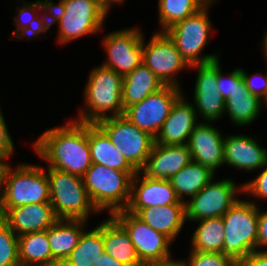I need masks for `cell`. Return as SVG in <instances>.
Returning a JSON list of instances; mask_svg holds the SVG:
<instances>
[{
	"label": "cell",
	"mask_w": 267,
	"mask_h": 266,
	"mask_svg": "<svg viewBox=\"0 0 267 266\" xmlns=\"http://www.w3.org/2000/svg\"><path fill=\"white\" fill-rule=\"evenodd\" d=\"M88 142L92 163L114 170L136 171L96 123H88Z\"/></svg>",
	"instance_id": "cb8c5ba5"
},
{
	"label": "cell",
	"mask_w": 267,
	"mask_h": 266,
	"mask_svg": "<svg viewBox=\"0 0 267 266\" xmlns=\"http://www.w3.org/2000/svg\"><path fill=\"white\" fill-rule=\"evenodd\" d=\"M33 147L48 168L82 177L92 165L88 123L72 119L64 126L46 130Z\"/></svg>",
	"instance_id": "6da1fadb"
},
{
	"label": "cell",
	"mask_w": 267,
	"mask_h": 266,
	"mask_svg": "<svg viewBox=\"0 0 267 266\" xmlns=\"http://www.w3.org/2000/svg\"><path fill=\"white\" fill-rule=\"evenodd\" d=\"M111 216L126 230L141 263L164 261L170 255L172 241L164 234L152 229L135 214L122 209Z\"/></svg>",
	"instance_id": "8fae6325"
},
{
	"label": "cell",
	"mask_w": 267,
	"mask_h": 266,
	"mask_svg": "<svg viewBox=\"0 0 267 266\" xmlns=\"http://www.w3.org/2000/svg\"><path fill=\"white\" fill-rule=\"evenodd\" d=\"M103 221L105 252L126 266H141L135 246L126 230L111 216Z\"/></svg>",
	"instance_id": "484cf974"
},
{
	"label": "cell",
	"mask_w": 267,
	"mask_h": 266,
	"mask_svg": "<svg viewBox=\"0 0 267 266\" xmlns=\"http://www.w3.org/2000/svg\"><path fill=\"white\" fill-rule=\"evenodd\" d=\"M183 93L171 107L167 119L155 137V143L162 145L187 144L193 129L199 124L193 103L184 99ZM198 122V123H197Z\"/></svg>",
	"instance_id": "ac0fdd59"
},
{
	"label": "cell",
	"mask_w": 267,
	"mask_h": 266,
	"mask_svg": "<svg viewBox=\"0 0 267 266\" xmlns=\"http://www.w3.org/2000/svg\"><path fill=\"white\" fill-rule=\"evenodd\" d=\"M1 218L17 236L46 231L58 220L51 203L13 207Z\"/></svg>",
	"instance_id": "ffe728a7"
},
{
	"label": "cell",
	"mask_w": 267,
	"mask_h": 266,
	"mask_svg": "<svg viewBox=\"0 0 267 266\" xmlns=\"http://www.w3.org/2000/svg\"><path fill=\"white\" fill-rule=\"evenodd\" d=\"M142 62L165 84L180 88L176 75L190 68L165 32H155L146 44L143 37Z\"/></svg>",
	"instance_id": "4fadbf2b"
},
{
	"label": "cell",
	"mask_w": 267,
	"mask_h": 266,
	"mask_svg": "<svg viewBox=\"0 0 267 266\" xmlns=\"http://www.w3.org/2000/svg\"><path fill=\"white\" fill-rule=\"evenodd\" d=\"M101 8L108 14L111 4L122 3L124 0H97Z\"/></svg>",
	"instance_id": "ee69618b"
},
{
	"label": "cell",
	"mask_w": 267,
	"mask_h": 266,
	"mask_svg": "<svg viewBox=\"0 0 267 266\" xmlns=\"http://www.w3.org/2000/svg\"><path fill=\"white\" fill-rule=\"evenodd\" d=\"M267 246V211H258V239L257 250ZM267 250V249H264Z\"/></svg>",
	"instance_id": "ab89813d"
},
{
	"label": "cell",
	"mask_w": 267,
	"mask_h": 266,
	"mask_svg": "<svg viewBox=\"0 0 267 266\" xmlns=\"http://www.w3.org/2000/svg\"><path fill=\"white\" fill-rule=\"evenodd\" d=\"M215 173L196 161L191 160L169 181L178 199L185 202L183 196H195L206 184L214 179Z\"/></svg>",
	"instance_id": "f546056e"
},
{
	"label": "cell",
	"mask_w": 267,
	"mask_h": 266,
	"mask_svg": "<svg viewBox=\"0 0 267 266\" xmlns=\"http://www.w3.org/2000/svg\"><path fill=\"white\" fill-rule=\"evenodd\" d=\"M257 142L253 137L242 134L225 137L224 164L249 172L262 169L267 163V148Z\"/></svg>",
	"instance_id": "44dd1931"
},
{
	"label": "cell",
	"mask_w": 267,
	"mask_h": 266,
	"mask_svg": "<svg viewBox=\"0 0 267 266\" xmlns=\"http://www.w3.org/2000/svg\"><path fill=\"white\" fill-rule=\"evenodd\" d=\"M141 266H184L182 260L167 259L164 261L145 262Z\"/></svg>",
	"instance_id": "7bdbcfd3"
},
{
	"label": "cell",
	"mask_w": 267,
	"mask_h": 266,
	"mask_svg": "<svg viewBox=\"0 0 267 266\" xmlns=\"http://www.w3.org/2000/svg\"><path fill=\"white\" fill-rule=\"evenodd\" d=\"M221 70L220 61L218 59L217 86L219 87L220 94L226 101L230 95H232L237 84L242 79V73L241 68H235L231 73L228 74V76H225Z\"/></svg>",
	"instance_id": "d590c367"
},
{
	"label": "cell",
	"mask_w": 267,
	"mask_h": 266,
	"mask_svg": "<svg viewBox=\"0 0 267 266\" xmlns=\"http://www.w3.org/2000/svg\"><path fill=\"white\" fill-rule=\"evenodd\" d=\"M210 0H158L159 23L164 32L175 23L197 13Z\"/></svg>",
	"instance_id": "d6a6232c"
},
{
	"label": "cell",
	"mask_w": 267,
	"mask_h": 266,
	"mask_svg": "<svg viewBox=\"0 0 267 266\" xmlns=\"http://www.w3.org/2000/svg\"><path fill=\"white\" fill-rule=\"evenodd\" d=\"M216 2L210 0L197 13L181 20L164 32L174 42L182 58L189 66L194 64L208 63L219 59L216 54L201 55V51L208 44L211 21L208 15V8Z\"/></svg>",
	"instance_id": "ba28073f"
},
{
	"label": "cell",
	"mask_w": 267,
	"mask_h": 266,
	"mask_svg": "<svg viewBox=\"0 0 267 266\" xmlns=\"http://www.w3.org/2000/svg\"><path fill=\"white\" fill-rule=\"evenodd\" d=\"M21 266H60L52 257L47 230L18 236Z\"/></svg>",
	"instance_id": "f1b7e54d"
},
{
	"label": "cell",
	"mask_w": 267,
	"mask_h": 266,
	"mask_svg": "<svg viewBox=\"0 0 267 266\" xmlns=\"http://www.w3.org/2000/svg\"><path fill=\"white\" fill-rule=\"evenodd\" d=\"M224 229L222 217L200 220L191 238V251L222 253Z\"/></svg>",
	"instance_id": "1f68e13d"
},
{
	"label": "cell",
	"mask_w": 267,
	"mask_h": 266,
	"mask_svg": "<svg viewBox=\"0 0 267 266\" xmlns=\"http://www.w3.org/2000/svg\"><path fill=\"white\" fill-rule=\"evenodd\" d=\"M5 118L1 112L0 107V156L9 159L14 152V143L9 134L8 127L6 126Z\"/></svg>",
	"instance_id": "f35d334b"
},
{
	"label": "cell",
	"mask_w": 267,
	"mask_h": 266,
	"mask_svg": "<svg viewBox=\"0 0 267 266\" xmlns=\"http://www.w3.org/2000/svg\"><path fill=\"white\" fill-rule=\"evenodd\" d=\"M52 25H59L57 42L67 44L84 35L100 32L108 14L97 0H49Z\"/></svg>",
	"instance_id": "277c9868"
},
{
	"label": "cell",
	"mask_w": 267,
	"mask_h": 266,
	"mask_svg": "<svg viewBox=\"0 0 267 266\" xmlns=\"http://www.w3.org/2000/svg\"><path fill=\"white\" fill-rule=\"evenodd\" d=\"M137 171L114 170L94 164L82 176L88 196L96 209L109 214L125 209L130 200L131 180Z\"/></svg>",
	"instance_id": "8992f818"
},
{
	"label": "cell",
	"mask_w": 267,
	"mask_h": 266,
	"mask_svg": "<svg viewBox=\"0 0 267 266\" xmlns=\"http://www.w3.org/2000/svg\"><path fill=\"white\" fill-rule=\"evenodd\" d=\"M125 210L135 214L152 229L167 236L172 242L179 235L186 221L185 204Z\"/></svg>",
	"instance_id": "7402d4cb"
},
{
	"label": "cell",
	"mask_w": 267,
	"mask_h": 266,
	"mask_svg": "<svg viewBox=\"0 0 267 266\" xmlns=\"http://www.w3.org/2000/svg\"><path fill=\"white\" fill-rule=\"evenodd\" d=\"M192 160L187 144H153L145 165L140 170L150 179L169 180Z\"/></svg>",
	"instance_id": "d6986e66"
},
{
	"label": "cell",
	"mask_w": 267,
	"mask_h": 266,
	"mask_svg": "<svg viewBox=\"0 0 267 266\" xmlns=\"http://www.w3.org/2000/svg\"><path fill=\"white\" fill-rule=\"evenodd\" d=\"M264 102L251 94L241 79L232 95L225 101V112L234 125L245 126L252 123L259 113Z\"/></svg>",
	"instance_id": "83f0119b"
},
{
	"label": "cell",
	"mask_w": 267,
	"mask_h": 266,
	"mask_svg": "<svg viewBox=\"0 0 267 266\" xmlns=\"http://www.w3.org/2000/svg\"><path fill=\"white\" fill-rule=\"evenodd\" d=\"M50 203L58 219L85 220L99 213L92 204L81 176L48 168Z\"/></svg>",
	"instance_id": "52a82bcc"
},
{
	"label": "cell",
	"mask_w": 267,
	"mask_h": 266,
	"mask_svg": "<svg viewBox=\"0 0 267 266\" xmlns=\"http://www.w3.org/2000/svg\"><path fill=\"white\" fill-rule=\"evenodd\" d=\"M224 138L218 128L199 121L187 142L192 160L215 173L224 165Z\"/></svg>",
	"instance_id": "2e32d148"
},
{
	"label": "cell",
	"mask_w": 267,
	"mask_h": 266,
	"mask_svg": "<svg viewBox=\"0 0 267 266\" xmlns=\"http://www.w3.org/2000/svg\"><path fill=\"white\" fill-rule=\"evenodd\" d=\"M143 35L134 27L104 36L102 42L108 58L101 65L122 76L132 72L142 63Z\"/></svg>",
	"instance_id": "5bb4252c"
},
{
	"label": "cell",
	"mask_w": 267,
	"mask_h": 266,
	"mask_svg": "<svg viewBox=\"0 0 267 266\" xmlns=\"http://www.w3.org/2000/svg\"><path fill=\"white\" fill-rule=\"evenodd\" d=\"M164 86L165 84L142 62L132 72L123 76V110L141 102Z\"/></svg>",
	"instance_id": "603a6c76"
},
{
	"label": "cell",
	"mask_w": 267,
	"mask_h": 266,
	"mask_svg": "<svg viewBox=\"0 0 267 266\" xmlns=\"http://www.w3.org/2000/svg\"><path fill=\"white\" fill-rule=\"evenodd\" d=\"M184 266H239L233 259L214 252L190 251L187 260H182Z\"/></svg>",
	"instance_id": "e575fe53"
},
{
	"label": "cell",
	"mask_w": 267,
	"mask_h": 266,
	"mask_svg": "<svg viewBox=\"0 0 267 266\" xmlns=\"http://www.w3.org/2000/svg\"><path fill=\"white\" fill-rule=\"evenodd\" d=\"M111 139L128 163L140 171L151 153L155 138L139 129L124 115L108 117L96 123Z\"/></svg>",
	"instance_id": "9c48e42d"
},
{
	"label": "cell",
	"mask_w": 267,
	"mask_h": 266,
	"mask_svg": "<svg viewBox=\"0 0 267 266\" xmlns=\"http://www.w3.org/2000/svg\"><path fill=\"white\" fill-rule=\"evenodd\" d=\"M0 266H21L18 236L0 217Z\"/></svg>",
	"instance_id": "836d02e7"
},
{
	"label": "cell",
	"mask_w": 267,
	"mask_h": 266,
	"mask_svg": "<svg viewBox=\"0 0 267 266\" xmlns=\"http://www.w3.org/2000/svg\"><path fill=\"white\" fill-rule=\"evenodd\" d=\"M85 220L58 219L47 229L52 257L61 265L79 243Z\"/></svg>",
	"instance_id": "d4e9b609"
},
{
	"label": "cell",
	"mask_w": 267,
	"mask_h": 266,
	"mask_svg": "<svg viewBox=\"0 0 267 266\" xmlns=\"http://www.w3.org/2000/svg\"><path fill=\"white\" fill-rule=\"evenodd\" d=\"M140 173V174H139ZM140 171L132 177L130 200L125 209H144L170 204H185L178 199L169 180L150 179ZM140 183V184H139Z\"/></svg>",
	"instance_id": "e0dca14e"
},
{
	"label": "cell",
	"mask_w": 267,
	"mask_h": 266,
	"mask_svg": "<svg viewBox=\"0 0 267 266\" xmlns=\"http://www.w3.org/2000/svg\"><path fill=\"white\" fill-rule=\"evenodd\" d=\"M191 68L197 69L193 102L195 111L202 116L204 122H214L225 114V99L217 86L218 59L208 63L194 64L189 69Z\"/></svg>",
	"instance_id": "9a60e30c"
},
{
	"label": "cell",
	"mask_w": 267,
	"mask_h": 266,
	"mask_svg": "<svg viewBox=\"0 0 267 266\" xmlns=\"http://www.w3.org/2000/svg\"><path fill=\"white\" fill-rule=\"evenodd\" d=\"M84 90V102L76 121L97 123L108 117L123 115L122 82L123 76L110 68L99 65L91 70ZM105 114L106 112H110Z\"/></svg>",
	"instance_id": "3957f363"
},
{
	"label": "cell",
	"mask_w": 267,
	"mask_h": 266,
	"mask_svg": "<svg viewBox=\"0 0 267 266\" xmlns=\"http://www.w3.org/2000/svg\"><path fill=\"white\" fill-rule=\"evenodd\" d=\"M36 203H50L46 171L35 164L19 163L14 169L8 164L0 188V217L10 208Z\"/></svg>",
	"instance_id": "7a4b0ae2"
},
{
	"label": "cell",
	"mask_w": 267,
	"mask_h": 266,
	"mask_svg": "<svg viewBox=\"0 0 267 266\" xmlns=\"http://www.w3.org/2000/svg\"><path fill=\"white\" fill-rule=\"evenodd\" d=\"M5 158L0 156V188L2 185V181H3V175H4V171L8 165V162H5Z\"/></svg>",
	"instance_id": "f6af8a7d"
},
{
	"label": "cell",
	"mask_w": 267,
	"mask_h": 266,
	"mask_svg": "<svg viewBox=\"0 0 267 266\" xmlns=\"http://www.w3.org/2000/svg\"><path fill=\"white\" fill-rule=\"evenodd\" d=\"M265 37H264V41L262 42V49H263V53H264V58L267 60V30L266 33H264ZM267 63V61H266Z\"/></svg>",
	"instance_id": "bcb514c9"
},
{
	"label": "cell",
	"mask_w": 267,
	"mask_h": 266,
	"mask_svg": "<svg viewBox=\"0 0 267 266\" xmlns=\"http://www.w3.org/2000/svg\"><path fill=\"white\" fill-rule=\"evenodd\" d=\"M241 73L247 90L251 94L257 96L260 100L265 102L267 100V74L263 75L261 73H255L253 75H248L243 69H241ZM258 76H261V78L259 77V79H261V82L257 85V83L254 81Z\"/></svg>",
	"instance_id": "8d00e7d4"
},
{
	"label": "cell",
	"mask_w": 267,
	"mask_h": 266,
	"mask_svg": "<svg viewBox=\"0 0 267 266\" xmlns=\"http://www.w3.org/2000/svg\"><path fill=\"white\" fill-rule=\"evenodd\" d=\"M94 266H126L125 264L118 262L115 258L111 257L106 252H103L100 255L97 263H94Z\"/></svg>",
	"instance_id": "b9f144b4"
},
{
	"label": "cell",
	"mask_w": 267,
	"mask_h": 266,
	"mask_svg": "<svg viewBox=\"0 0 267 266\" xmlns=\"http://www.w3.org/2000/svg\"><path fill=\"white\" fill-rule=\"evenodd\" d=\"M232 179L212 180L206 184L191 200H185L186 221H200L222 217L243 193V185L237 186Z\"/></svg>",
	"instance_id": "30bf717a"
},
{
	"label": "cell",
	"mask_w": 267,
	"mask_h": 266,
	"mask_svg": "<svg viewBox=\"0 0 267 266\" xmlns=\"http://www.w3.org/2000/svg\"><path fill=\"white\" fill-rule=\"evenodd\" d=\"M24 5L17 8V16L14 17V24L17 25V29L13 32V39H22L24 37L29 39L37 37L38 34H45L52 26L49 0H38L32 4L28 2V5L27 3ZM39 11H45L44 14L49 13V15H47L49 18L46 17V15H43V17L36 16Z\"/></svg>",
	"instance_id": "4316f807"
},
{
	"label": "cell",
	"mask_w": 267,
	"mask_h": 266,
	"mask_svg": "<svg viewBox=\"0 0 267 266\" xmlns=\"http://www.w3.org/2000/svg\"><path fill=\"white\" fill-rule=\"evenodd\" d=\"M239 266H267V250L253 251Z\"/></svg>",
	"instance_id": "60d3db41"
},
{
	"label": "cell",
	"mask_w": 267,
	"mask_h": 266,
	"mask_svg": "<svg viewBox=\"0 0 267 266\" xmlns=\"http://www.w3.org/2000/svg\"><path fill=\"white\" fill-rule=\"evenodd\" d=\"M259 175L243 184V193L253 195L255 198L267 199V163Z\"/></svg>",
	"instance_id": "74e56055"
},
{
	"label": "cell",
	"mask_w": 267,
	"mask_h": 266,
	"mask_svg": "<svg viewBox=\"0 0 267 266\" xmlns=\"http://www.w3.org/2000/svg\"><path fill=\"white\" fill-rule=\"evenodd\" d=\"M105 252L103 223L90 231H84L77 246L60 266H94Z\"/></svg>",
	"instance_id": "4dcf8cb0"
},
{
	"label": "cell",
	"mask_w": 267,
	"mask_h": 266,
	"mask_svg": "<svg viewBox=\"0 0 267 266\" xmlns=\"http://www.w3.org/2000/svg\"><path fill=\"white\" fill-rule=\"evenodd\" d=\"M258 211L254 201L238 199L222 216L225 228L222 254L238 264L257 250Z\"/></svg>",
	"instance_id": "5b68a950"
},
{
	"label": "cell",
	"mask_w": 267,
	"mask_h": 266,
	"mask_svg": "<svg viewBox=\"0 0 267 266\" xmlns=\"http://www.w3.org/2000/svg\"><path fill=\"white\" fill-rule=\"evenodd\" d=\"M182 93L181 88L177 86L165 85L141 102L127 107L123 115L139 129L155 138L167 119L172 105Z\"/></svg>",
	"instance_id": "7c38bea8"
}]
</instances>
